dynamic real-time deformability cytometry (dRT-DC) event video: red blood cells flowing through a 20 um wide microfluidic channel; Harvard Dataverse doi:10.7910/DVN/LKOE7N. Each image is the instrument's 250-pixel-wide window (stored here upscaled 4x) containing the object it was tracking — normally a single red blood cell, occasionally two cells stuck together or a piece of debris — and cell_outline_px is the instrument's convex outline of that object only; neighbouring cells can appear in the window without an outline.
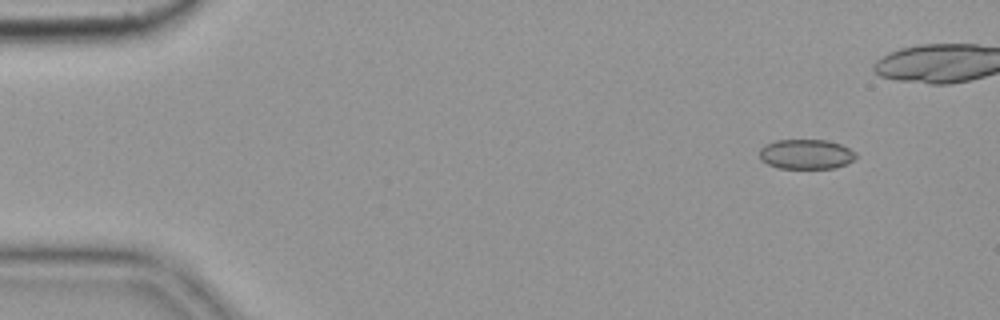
{"species": "common noctule bat (a hibernating species)", "species_latin": "Nyctalus noctula", "temperature_condition": "cold", "stored_images_in_passage": 3, "camera_frame_rate_fps": 3000, "um_per_image_px": 0.085, "animal": {"sex": "female", "body_mass_g": 19.9}, "frame": {"image": 1, "passage_image": 1, "time_ms": 0.0, "image_size_px": [1000, 320], "cell_outline_px": [[856, 156], [848, 164], [836, 168], [780, 168], [768, 164], [760, 160], [760, 148], [764, 144], [776, 140], [828, 140], [840, 144], [848, 148]], "centroid_in_image_um": [68.48, 13.1], "position_along_channel_um": 16.5, "area_um2": 16.7}}